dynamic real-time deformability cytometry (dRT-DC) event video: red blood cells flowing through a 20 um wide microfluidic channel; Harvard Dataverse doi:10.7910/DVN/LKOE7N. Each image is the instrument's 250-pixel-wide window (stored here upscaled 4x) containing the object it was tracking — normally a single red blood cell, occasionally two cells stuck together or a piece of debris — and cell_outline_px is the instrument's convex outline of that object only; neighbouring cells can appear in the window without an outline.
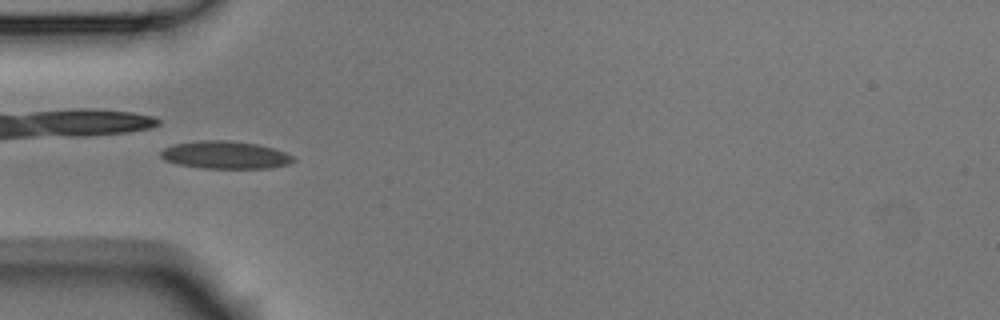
{"species": "Egyptian fruit bat (a non-hibernating species)", "species_latin": "Rousettus aegyptiacus", "temperature_condition": "room temperature", "stored_images_in_passage": 7, "camera_frame_rate_fps": 3000, "um_per_image_px": 0.085, "animal": {"sex": "male"}, "frame": {"image": 1, "passage_image": 3, "time_ms": 0.667, "image_size_px": [1000, 320], "cell_outline_px": [[296, 160], [288, 164], [268, 168], [200, 168], [176, 164], [164, 160], [160, 156], [160, 152], [164, 148], [172, 144], [200, 140], [224, 140], [260, 144], [276, 148], [292, 156]], "centroid_in_image_um": [19.12, 13.16], "position_along_channel_um": 65.9, "area_um2": 21.56}}
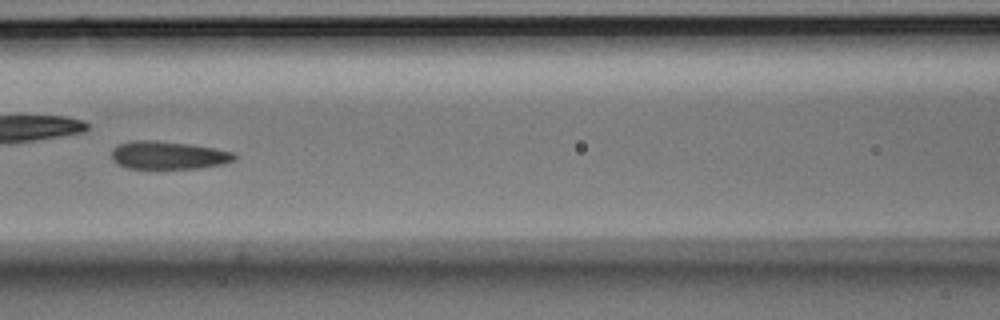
{"frame": {"image": 2, "passage_image": 5, "time_ms": 1.333, "image_size_px": [1000, 320], "cell_outline_px": [[236, 160], [224, 164], [200, 168], [128, 168], [116, 164], [112, 160], [112, 148], [116, 144], [132, 140], [156, 140], [188, 144], [212, 148], [232, 152], [236, 156]], "centroid_in_image_um": [14.26, 13.19], "position_along_channel_um": 152.3, "area_um2": 20.11}}
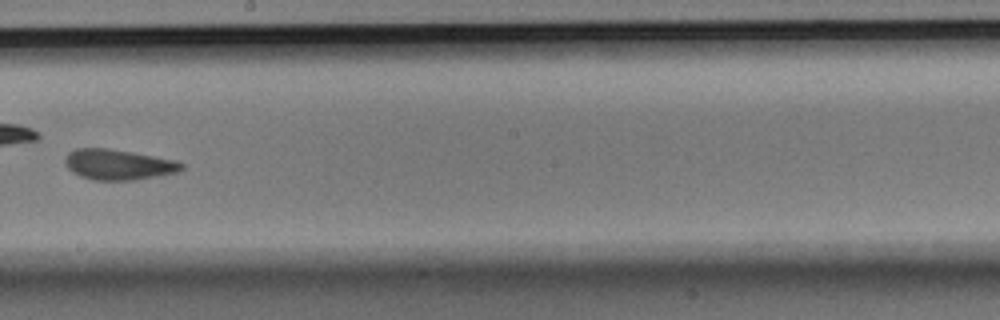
{"frame": {"image": 3, "passage_image": 7, "time_ms": 2.0, "image_size_px": [1000, 320], "cell_outline_px": [[184, 168], [176, 172], [160, 176], [136, 180], [92, 180], [80, 176], [72, 172], [68, 168], [64, 160], [64, 156], [68, 152], [76, 148], [108, 148], [132, 152], [176, 160], [184, 164]], "centroid_in_image_um": [10.04, 13.99], "position_along_channel_um": 238.2, "area_um2": 20.87}}